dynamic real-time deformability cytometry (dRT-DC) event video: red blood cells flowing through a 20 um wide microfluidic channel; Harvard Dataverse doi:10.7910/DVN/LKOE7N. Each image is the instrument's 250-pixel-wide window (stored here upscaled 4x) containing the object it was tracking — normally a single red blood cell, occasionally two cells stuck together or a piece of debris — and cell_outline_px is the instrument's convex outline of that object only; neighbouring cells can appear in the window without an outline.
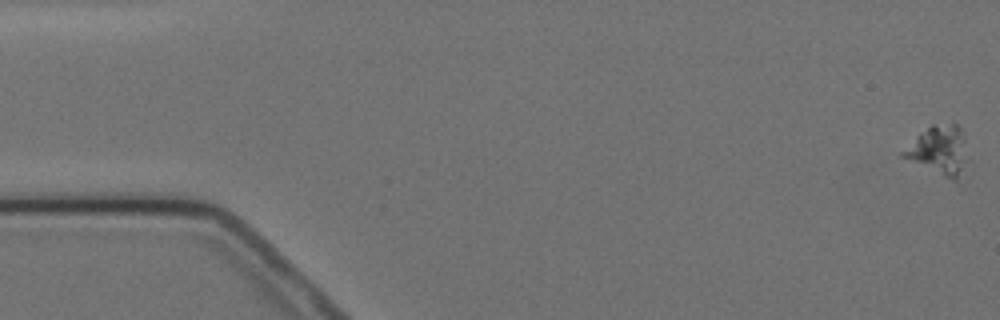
{"species": "Egyptian fruit bat (a non-hibernating species)", "species_latin": "Rousettus aegyptiacus", "temperature_condition": "cold", "stored_images_in_passage": 3, "camera_frame_rate_fps": 3000, "um_per_image_px": 0.085, "animal": {"sex": "female"}, "frame": {"image": 1, "passage_image": 1, "time_ms": 0.0, "image_size_px": [1000, 320], "cell_outline_px": [[972, 164], [956, 180], [952, 180], [900, 156], [900, 152], [920, 132], [932, 124], [960, 124], [972, 160]], "centroid_in_image_um": [79.93, 12.79], "position_along_channel_um": 5.1, "area_um2": 19.19}}